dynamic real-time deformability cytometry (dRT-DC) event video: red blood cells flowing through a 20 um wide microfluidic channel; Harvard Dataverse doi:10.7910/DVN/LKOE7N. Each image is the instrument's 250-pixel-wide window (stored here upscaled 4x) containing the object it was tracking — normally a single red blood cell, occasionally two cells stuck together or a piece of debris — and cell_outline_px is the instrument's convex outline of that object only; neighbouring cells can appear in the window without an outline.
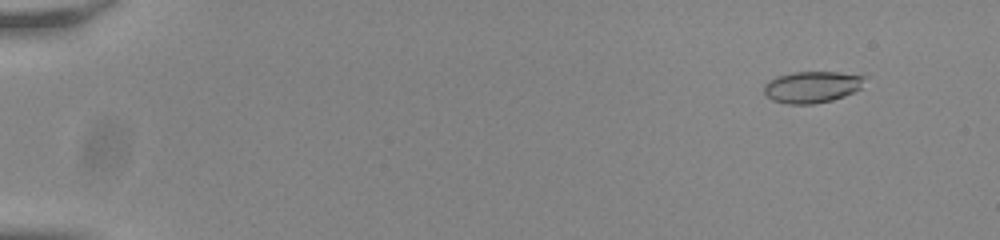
{"species": "common noctule bat (a hibernating species)", "species_latin": "Nyctalus noctula", "temperature_condition": "room temperature", "stored_images_in_passage": 56, "camera_frame_rate_fps": 3000, "um_per_image_px": 0.085, "animal": {"sex": "male", "body_mass_g": 20.0, "forearm_length_mm": 53.3}, "frame": {"image": 1, "passage_image": 6, "time_ms": 1.667, "image_size_px": [1000, 240], "cell_outline_px": [[868, 76], [860, 88], [844, 96], [832, 100], [812, 104], [788, 104], [772, 100], [764, 92], [764, 84], [768, 80], [776, 76], [792, 72], [868, 72]], "centroid_in_image_um": [69.1, 7.35], "position_along_channel_um": 15.9, "area_um2": 19.02}}
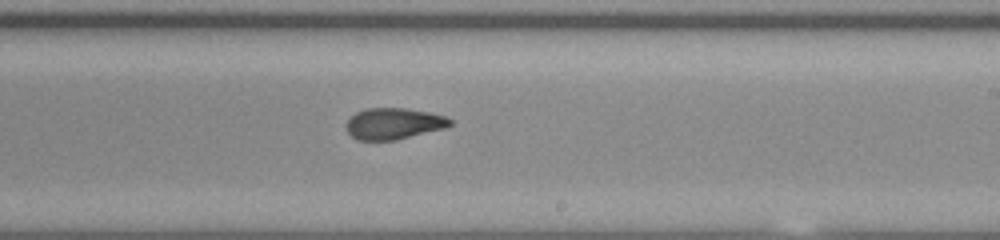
{"frame": {"image": 2, "passage_image": 36, "time_ms": 11.667, "image_size_px": [1000, 240], "cell_outline_px": [[452, 124], [444, 128], [396, 140], [356, 140], [348, 132], [344, 124], [356, 112], [368, 108], [404, 108], [428, 112], [444, 116], [452, 120]], "centroid_in_image_um": [33.43, 10.51], "position_along_channel_um": 255.6, "area_um2": 18.84}}
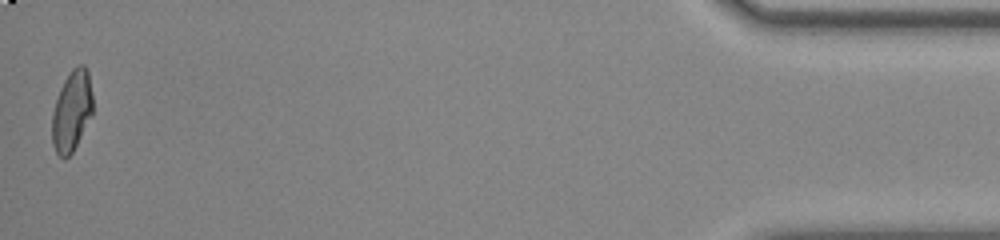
{"frame": {"image": 3, "passage_image": 56, "time_ms": 18.333, "image_size_px": [1000, 240], "cell_outline_px": [[92, 116], [72, 152], [64, 160], [56, 152], [52, 144], [52, 112], [60, 88], [64, 80], [72, 68], [76, 64], [84, 64], [88, 72], [92, 92]], "centroid_in_image_um": [6.1, 9.41], "position_along_channel_um": 429.1, "area_um2": 19.25}, "authors_computed_cell_mechanics": {"area_um2": 19.1896, "velocity_mm_per_s": 3.8275, "shape_relaxation_time_tau1_ms": null, "shape_relaxation_time_tau2_ms": 1.8271, "deformation_change_tau1": null, "deformation_change_tau2": 0.0821}}